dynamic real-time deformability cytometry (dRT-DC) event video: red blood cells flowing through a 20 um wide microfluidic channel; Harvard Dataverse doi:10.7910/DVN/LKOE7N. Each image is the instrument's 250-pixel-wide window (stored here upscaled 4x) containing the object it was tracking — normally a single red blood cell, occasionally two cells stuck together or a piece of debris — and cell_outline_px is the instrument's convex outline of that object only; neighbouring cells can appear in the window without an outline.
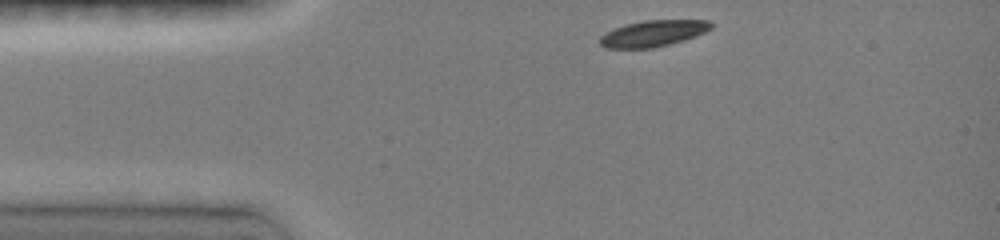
{"species": "common noctule bat (a hibernating species)", "species_latin": "Nyctalus noctula", "temperature_condition": "room temperature", "stored_images_in_passage": 39, "camera_frame_rate_fps": 3000, "um_per_image_px": 0.085, "animal": {"sex": "female", "body_mass_g": 19.0, "forearm_length_mm": 51.5}, "frame": {"image": 1, "passage_image": 1, "time_ms": 0.0, "image_size_px": [1000, 240], "cell_outline_px": [[712, 28], [696, 36], [684, 40], [652, 48], [604, 48], [600, 44], [600, 36], [624, 24], [644, 20], [708, 20], [712, 24]], "centroid_in_image_um": [55.52, 2.84], "position_along_channel_um": 29.5, "area_um2": 16.88}}
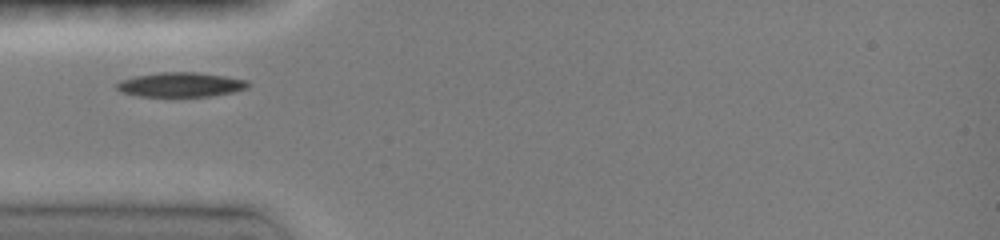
{"frame": {"image": 2, "passage_image": 11, "time_ms": 2.0, "image_size_px": [1000, 240], "cell_outline_px": [[252, 84], [248, 88], [236, 92], [212, 96], [140, 96], [120, 92], [116, 88], [116, 84], [120, 80], [136, 76], [160, 72], [196, 72], [224, 76], [248, 80]], "centroid_in_image_um": [15.41, 7.2], "position_along_channel_um": 69.6, "area_um2": 18.9}}
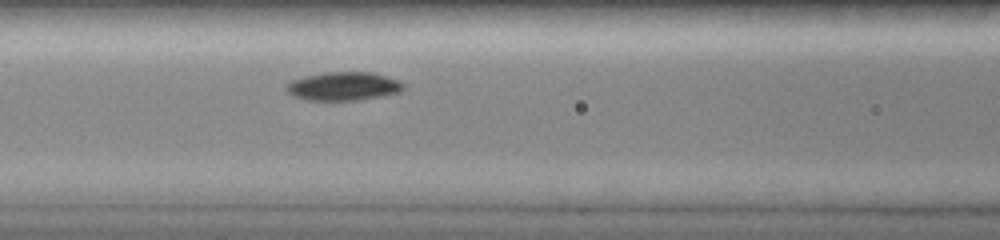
{"frame": {"image": 3, "passage_image": 20, "time_ms": 3.667, "image_size_px": [1000, 240], "cell_outline_px": [[404, 88], [400, 92], [384, 96], [360, 100], [308, 100], [292, 96], [284, 88], [292, 80], [304, 76], [324, 72], [372, 72], [400, 80], [404, 84]], "centroid_in_image_um": [29.21, 7.33], "position_along_channel_um": 137.4, "area_um2": 19.65}}